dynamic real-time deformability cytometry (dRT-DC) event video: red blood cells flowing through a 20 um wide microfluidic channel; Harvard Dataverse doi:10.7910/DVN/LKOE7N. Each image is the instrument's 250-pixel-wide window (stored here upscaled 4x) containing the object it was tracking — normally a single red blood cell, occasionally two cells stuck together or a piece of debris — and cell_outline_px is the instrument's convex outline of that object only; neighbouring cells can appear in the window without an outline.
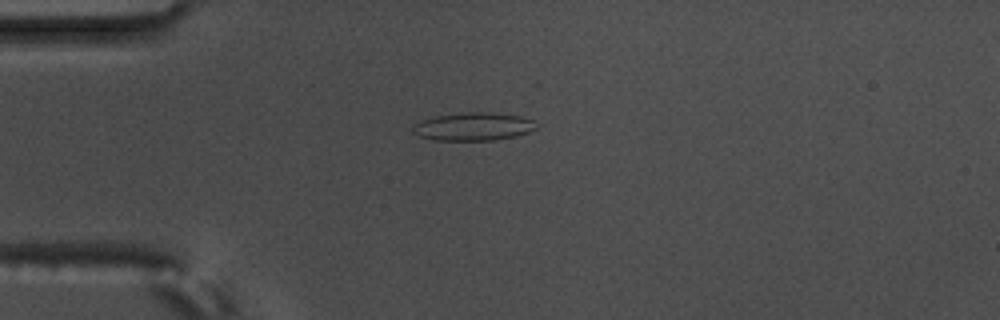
{"species": "common noctule bat (a hibernating species)", "species_latin": "Nyctalus noctula", "temperature_condition": "warm", "stored_images_in_passage": 56, "camera_frame_rate_fps": 3000, "um_per_image_px": 0.085, "animal": {"sex": "male", "body_mass_g": 17.5, "forearm_length_mm": 52.3}, "frame": {"image": 1, "passage_image": 15, "time_ms": 4.667, "image_size_px": [1000, 320], "cell_outline_px": [[536, 128], [528, 132], [516, 136], [492, 140], [432, 140], [420, 136], [412, 132], [412, 128], [420, 120], [432, 116], [460, 112], [492, 112], [520, 116], [532, 120]], "centroid_in_image_um": [40.18, 10.75], "position_along_channel_um": 44.8, "area_um2": 20.23}}
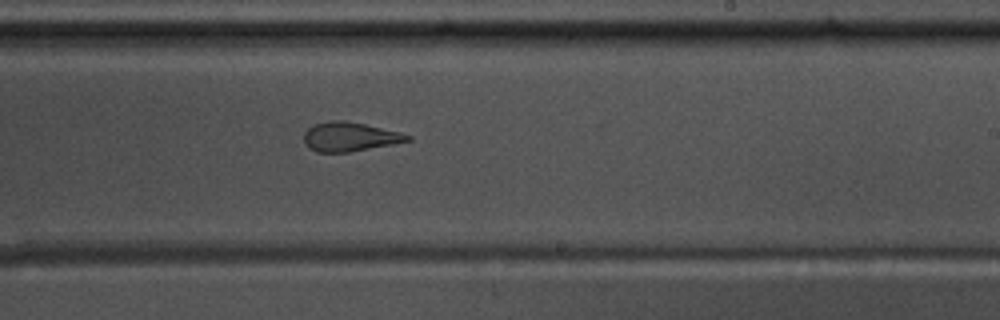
{"frame": {"image": 2, "passage_image": 34, "time_ms": 11.0, "image_size_px": [1000, 320], "cell_outline_px": [[412, 140], [392, 144], [348, 152], [316, 152], [308, 148], [304, 144], [304, 132], [308, 128], [316, 124], [332, 120], [344, 120], [364, 124], [400, 132], [412, 136]], "centroid_in_image_um": [29.7, 11.63], "position_along_channel_um": 259.3, "area_um2": 17.51}}
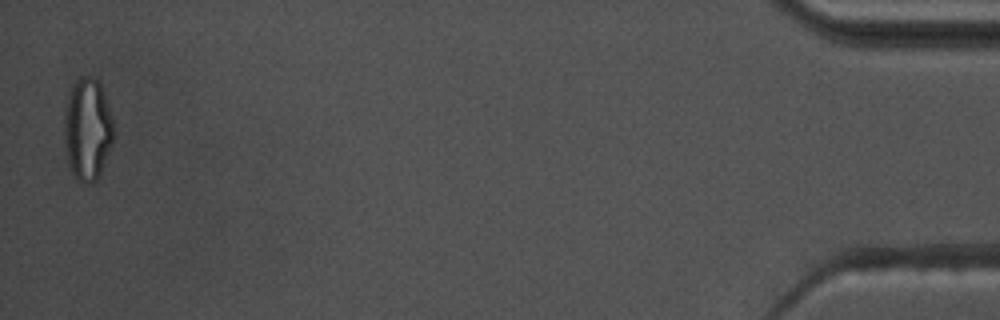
{"frame": {"image": 3, "passage_image": 55, "time_ms": 18.0, "image_size_px": [1000, 320], "cell_outline_px": [[112, 140], [100, 172], [96, 180], [88, 184], [84, 184], [76, 180], [68, 164], [64, 140], [64, 112], [72, 84], [76, 80], [84, 76], [88, 76], [96, 80], [100, 84], [112, 120]], "centroid_in_image_um": [7.39, 11.01], "position_along_channel_um": 427.8, "area_um2": 28.84}, "authors_computed_cell_mechanics": {"area_um2": 20.3745, "velocity_mm_per_s": 3.7121, "shape_relaxation_time_tau1_ms": null, "shape_relaxation_time_tau2_ms": 1.9502, "deformation_change_tau1": null, "deformation_change_tau2": 0.1149}}